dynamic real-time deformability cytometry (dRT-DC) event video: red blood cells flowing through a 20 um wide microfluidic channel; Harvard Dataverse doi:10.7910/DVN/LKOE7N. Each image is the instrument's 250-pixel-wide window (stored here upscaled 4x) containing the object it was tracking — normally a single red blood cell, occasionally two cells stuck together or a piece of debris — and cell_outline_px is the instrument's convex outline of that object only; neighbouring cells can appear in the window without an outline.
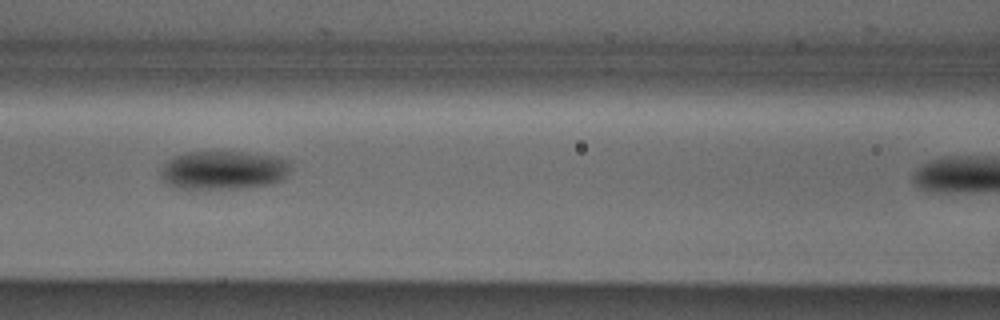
{"species": "Egyptian fruit bat (a non-hibernating species)", "species_latin": "Rousettus aegyptiacus", "temperature_condition": "cold", "stored_images_in_passage": 4, "camera_frame_rate_fps": 3000, "um_per_image_px": 0.085, "animal": {"sex": "male"}, "frame": {"image": 1, "passage_image": 3, "time_ms": 0.667, "image_size_px": [1000, 320], "cell_outline_px": [[288, 172], [280, 180], [268, 184], [236, 188], [176, 188], [160, 180], [160, 168], [168, 160], [176, 156], [188, 152], [244, 152], [272, 156], [288, 160]], "centroid_in_image_um": [18.91, 14.46], "position_along_channel_um": 147.7, "area_um2": 28.84}}